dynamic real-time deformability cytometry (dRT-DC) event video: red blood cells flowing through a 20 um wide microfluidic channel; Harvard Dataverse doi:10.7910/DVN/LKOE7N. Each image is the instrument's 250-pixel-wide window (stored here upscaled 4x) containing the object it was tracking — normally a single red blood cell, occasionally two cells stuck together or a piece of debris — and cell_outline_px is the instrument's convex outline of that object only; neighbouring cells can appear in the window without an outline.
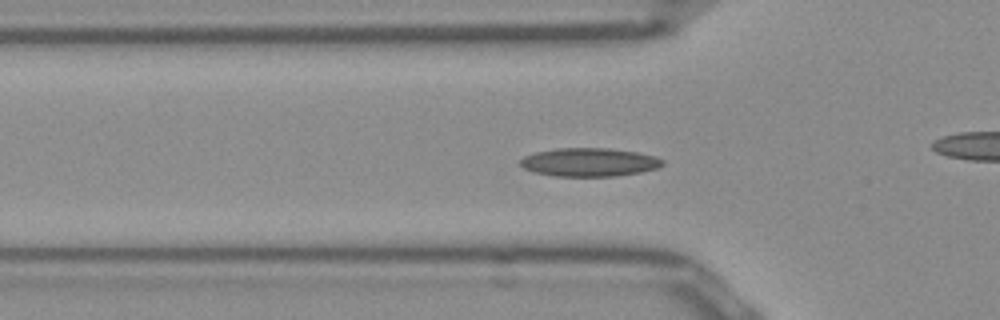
{"species": "Egyptian fruit bat (a non-hibernating species)", "species_latin": "Rousettus aegyptiacus", "temperature_condition": "room temperature", "stored_images_in_passage": 52, "camera_frame_rate_fps": 3000, "um_per_image_px": 0.085, "frame": {"image": 1, "passage_image": 16, "time_ms": 5.0, "image_size_px": [1000, 320], "cell_outline_px": [[664, 164], [656, 168], [640, 172], [616, 176], [556, 176], [536, 172], [524, 168], [520, 164], [520, 160], [524, 156], [536, 152], [556, 148], [608, 148], [636, 152], [652, 156], [664, 160]], "centroid_in_image_um": [50.08, 13.78], "position_along_channel_um": 75.7, "area_um2": 23.35}}
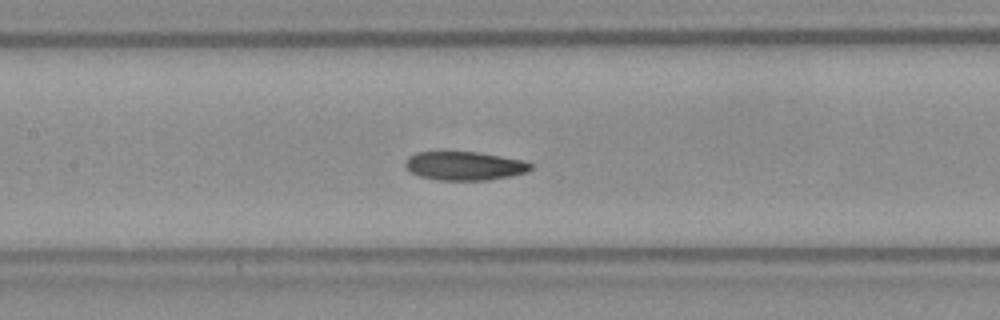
{"frame": {"image": 2, "passage_image": 23, "time_ms": 7.333, "image_size_px": [1000, 320], "cell_outline_px": [[532, 168], [528, 172], [512, 176], [488, 180], [440, 180], [420, 176], [412, 172], [404, 164], [408, 156], [416, 152], [476, 152], [524, 160], [532, 164]], "centroid_in_image_um": [39.52, 14.1], "position_along_channel_um": 167.9, "area_um2": 20.92}}
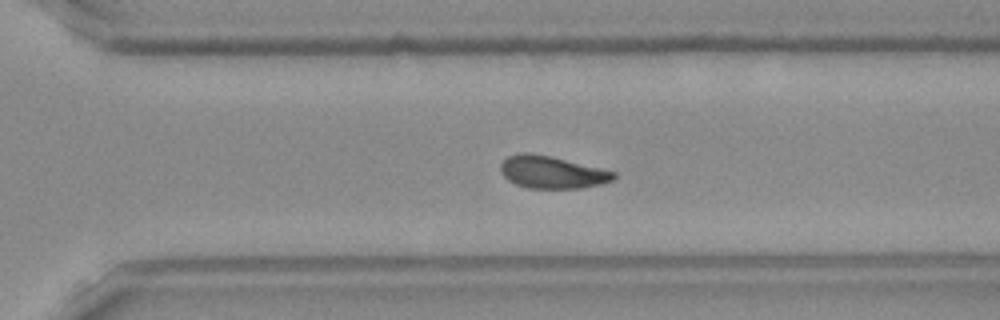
{"frame": {"image": 3, "passage_image": 35, "time_ms": 11.333, "image_size_px": [1000, 320], "cell_outline_px": [[616, 176], [612, 180], [600, 184], [580, 188], [528, 188], [516, 184], [508, 180], [500, 172], [500, 164], [508, 156], [524, 152], [528, 152], [552, 156], [616, 172]], "centroid_in_image_um": [46.89, 14.63], "position_along_channel_um": 323.7, "area_um2": 21.27}, "authors_computed_cell_mechanics": {"area_um2": 21.097, "velocity_mm_per_s": 3.9009, "shape_relaxation_time_tau1_ms": null, "shape_relaxation_time_tau2_ms": 3.9497, "deformation_change_tau1": null, "deformation_change_tau2": 0.0939}}